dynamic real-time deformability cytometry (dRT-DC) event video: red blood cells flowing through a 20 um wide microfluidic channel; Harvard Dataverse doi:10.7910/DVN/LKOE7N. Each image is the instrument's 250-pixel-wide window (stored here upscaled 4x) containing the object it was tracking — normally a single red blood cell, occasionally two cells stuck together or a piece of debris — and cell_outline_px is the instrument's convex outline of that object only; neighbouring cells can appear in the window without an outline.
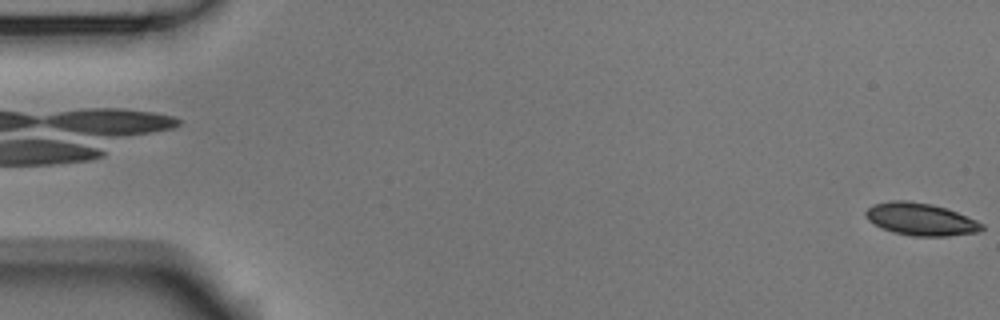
{"species": "Egyptian fruit bat (a non-hibernating species)", "species_latin": "Rousettus aegyptiacus", "temperature_condition": "room temperature", "stored_images_in_passage": 3, "camera_frame_rate_fps": 3000, "um_per_image_px": 0.085, "animal": {"sex": "male"}, "frame": {"image": 1, "passage_image": 3, "time_ms": 0.667, "image_size_px": [1000, 320], "cell_outline_px": [[984, 228], [980, 232], [948, 236], [912, 236], [896, 232], [884, 228], [868, 220], [864, 216], [864, 212], [868, 208], [876, 204], [896, 200], [904, 200], [932, 204], [956, 212], [976, 220], [984, 224]], "centroid_in_image_um": [78.29, 18.64], "position_along_channel_um": 6.7, "area_um2": 21.62}}